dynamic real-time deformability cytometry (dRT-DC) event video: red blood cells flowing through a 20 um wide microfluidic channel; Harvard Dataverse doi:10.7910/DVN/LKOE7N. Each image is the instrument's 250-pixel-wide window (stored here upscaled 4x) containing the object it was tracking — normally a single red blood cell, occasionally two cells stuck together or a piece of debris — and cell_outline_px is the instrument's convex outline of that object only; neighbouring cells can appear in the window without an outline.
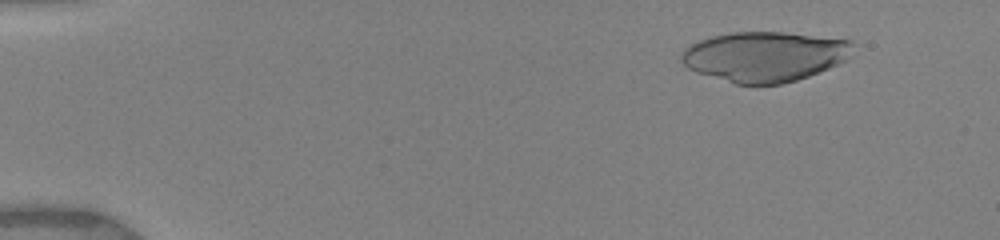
{"species": "human", "species_latin": "Homo sapiens", "temperature_condition": "warm", "stored_images_in_passage": 44, "camera_frame_rate_fps": 3000, "um_per_image_px": 0.085, "donor": {"sex": "female"}, "frame": {"image": 1, "passage_image": 6, "time_ms": 1.667, "image_size_px": [1000, 240], "cell_outline_px": [[856, 44], [844, 60], [828, 68], [808, 76], [796, 80], [780, 84], [736, 84], [696, 72], [688, 68], [680, 60], [680, 56], [684, 48], [700, 40], [712, 36], [732, 32], [780, 32], [852, 40]], "centroid_in_image_um": [64.96, 4.8], "position_along_channel_um": 20.0, "area_um2": 49.71}}